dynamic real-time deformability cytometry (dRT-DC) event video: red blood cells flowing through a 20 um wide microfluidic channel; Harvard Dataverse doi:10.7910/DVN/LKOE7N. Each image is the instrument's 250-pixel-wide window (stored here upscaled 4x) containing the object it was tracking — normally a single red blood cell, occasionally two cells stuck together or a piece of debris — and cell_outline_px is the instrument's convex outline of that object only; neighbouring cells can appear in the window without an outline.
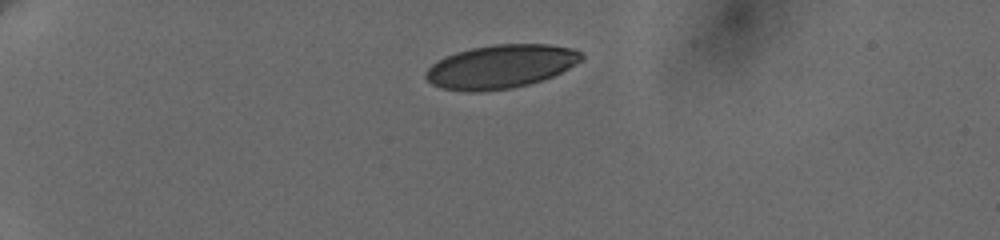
{"species": "human", "species_latin": "Homo sapiens", "temperature_condition": "cold", "stored_images_in_passage": 5, "camera_frame_rate_fps": 3000, "um_per_image_px": 0.085, "donor": {"sex": "female"}, "frame": {"image": 1, "passage_image": 1, "time_ms": 0.0, "image_size_px": [1000, 240], "cell_outline_px": [[584, 56], [580, 60], [568, 68], [552, 76], [528, 84], [512, 88], [480, 92], [468, 92], [440, 88], [432, 84], [424, 76], [424, 72], [436, 60], [444, 56], [456, 52], [472, 48], [492, 44], [548, 44], [572, 48], [580, 52]], "centroid_in_image_um": [42.5, 5.66], "position_along_channel_um": 42.5, "area_um2": 39.54}}
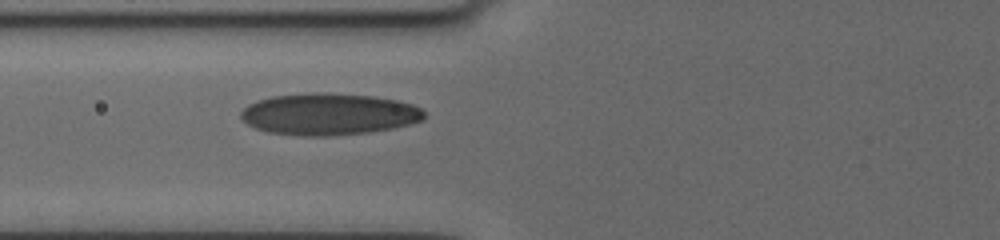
{"frame": {"image": 2, "passage_image": 5, "time_ms": 3.333, "image_size_px": [1000, 240], "cell_outline_px": [[424, 120], [392, 128], [368, 132], [332, 136], [304, 136], [268, 132], [256, 128], [248, 124], [240, 116], [240, 112], [248, 104], [272, 96], [312, 92], [320, 92], [372, 96], [396, 100], [412, 104], [420, 108], [424, 112]], "centroid_in_image_um": [27.94, 9.7], "position_along_channel_um": 97.9, "area_um2": 44.45}}